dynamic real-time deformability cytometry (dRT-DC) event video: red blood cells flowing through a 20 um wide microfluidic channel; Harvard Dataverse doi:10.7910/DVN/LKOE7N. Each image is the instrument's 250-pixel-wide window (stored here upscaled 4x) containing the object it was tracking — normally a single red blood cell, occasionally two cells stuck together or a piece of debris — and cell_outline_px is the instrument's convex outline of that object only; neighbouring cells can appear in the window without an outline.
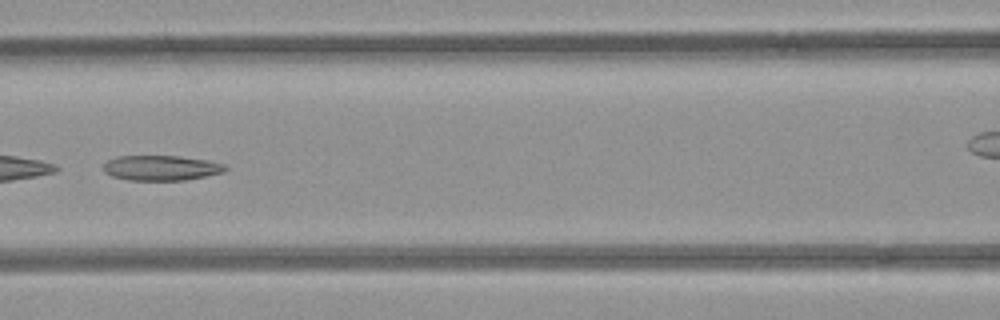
{"species": "common noctule bat (a hibernating species)", "species_latin": "Nyctalus noctula", "temperature_condition": "room temperature", "stored_images_in_passage": 52, "camera_frame_rate_fps": 3000, "um_per_image_px": 0.085, "animal": {"sex": "female", "body_mass_g": 21.9}, "frame": {"image": 1, "passage_image": 23, "time_ms": 7.333, "image_size_px": [1000, 320], "cell_outline_px": [[228, 168], [224, 172], [184, 180], [128, 180], [112, 176], [104, 172], [104, 164], [108, 160], [116, 156], [176, 156], [208, 160], [224, 164]], "centroid_in_image_um": [13.69, 14.27], "position_along_channel_um": 152.9, "area_um2": 17.74}}
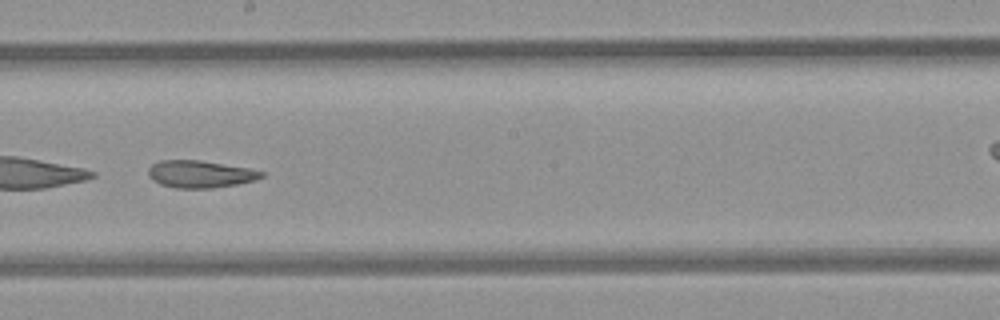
{"frame": {"image": 2, "passage_image": 29, "time_ms": 9.333, "image_size_px": [1000, 320], "cell_outline_px": [[264, 176], [256, 180], [236, 184], [212, 188], [176, 188], [160, 184], [152, 180], [148, 176], [148, 168], [152, 164], [160, 160], [200, 160], [248, 168], [264, 172]], "centroid_in_image_um": [16.99, 14.8], "position_along_channel_um": 231.2, "area_um2": 17.98}}
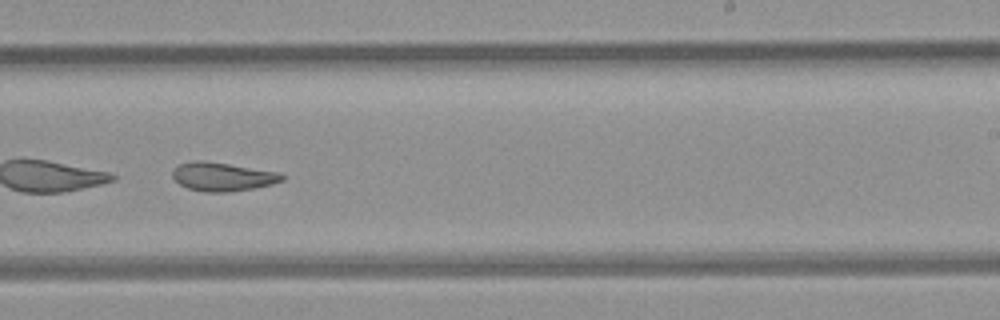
{"frame": {"image": 3, "passage_image": 32, "time_ms": 10.333, "image_size_px": [1000, 320], "cell_outline_px": [[284, 180], [272, 184], [252, 188], [228, 192], [204, 192], [188, 188], [180, 184], [172, 176], [172, 172], [176, 164], [192, 160], [204, 160], [280, 172], [284, 176]], "centroid_in_image_um": [18.89, 15.0], "position_along_channel_um": 270.1, "area_um2": 18.38}}